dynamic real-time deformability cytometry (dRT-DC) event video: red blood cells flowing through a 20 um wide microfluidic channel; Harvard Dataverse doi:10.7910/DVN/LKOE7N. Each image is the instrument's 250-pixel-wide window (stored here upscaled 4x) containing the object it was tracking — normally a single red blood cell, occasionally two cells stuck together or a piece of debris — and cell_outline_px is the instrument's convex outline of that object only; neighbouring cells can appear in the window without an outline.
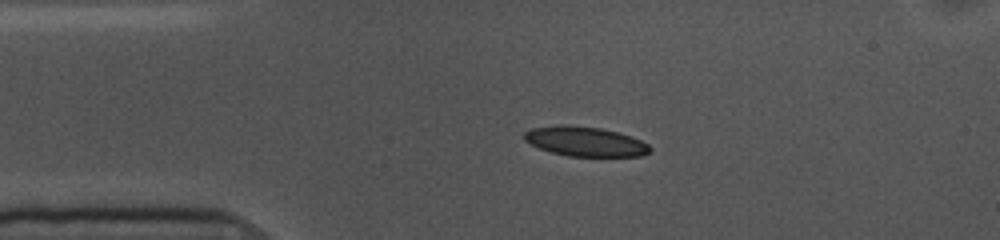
{"species": "common noctule bat (a hibernating species)", "species_latin": "Nyctalus noctula", "temperature_condition": "cold", "stored_images_in_passage": 45, "camera_frame_rate_fps": 3000, "um_per_image_px": 0.085, "animal": {"sex": "female", "body_mass_g": 10.0, "forearm_length_mm": 53.1}, "frame": {"image": 1, "passage_image": 1, "time_ms": 0.0, "image_size_px": [1000, 240], "cell_outline_px": [[652, 152], [644, 156], [568, 156], [552, 152], [540, 148], [524, 140], [524, 132], [532, 128], [560, 124], [600, 128], [632, 136], [648, 144], [652, 148]], "centroid_in_image_um": [49.78, 12.03], "position_along_channel_um": 35.2, "area_um2": 21.68}}
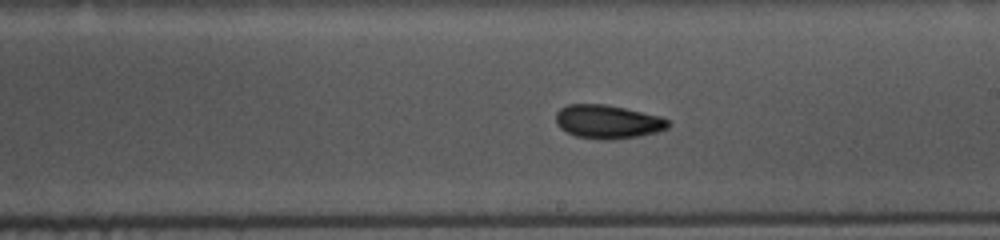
{"frame": {"image": 2, "passage_image": 20, "time_ms": 6.333, "image_size_px": [1000, 240], "cell_outline_px": [[672, 124], [668, 128], [656, 132], [640, 136], [612, 140], [604, 140], [576, 136], [560, 128], [556, 124], [556, 112], [560, 108], [568, 104], [604, 104], [624, 108], [660, 116], [668, 120]], "centroid_in_image_um": [51.66, 10.35], "position_along_channel_um": 237.3, "area_um2": 22.08}}
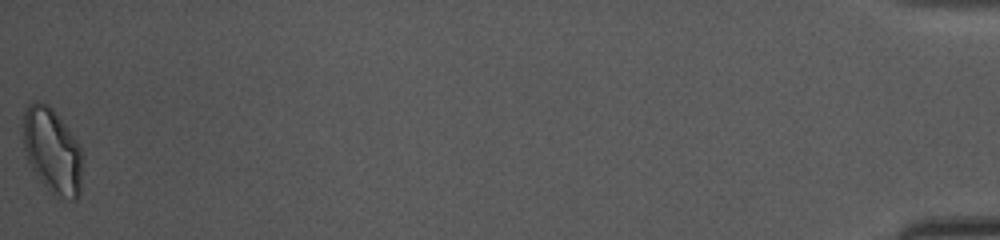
{"frame": {"image": 3, "passage_image": 45, "time_ms": 14.667, "image_size_px": [1000, 240], "cell_outline_px": [[84, 160], [80, 196], [76, 200], [72, 200], [52, 196], [40, 180], [32, 168], [28, 160], [24, 148], [24, 108], [32, 100], [40, 100], [48, 104], [52, 108], [80, 144], [84, 156]], "centroid_in_image_um": [4.49, 12.85], "position_along_channel_um": 430.7, "area_um2": 30.23}, "authors_computed_cell_mechanics": {"area_um2": 21.675, "velocity_mm_per_s": 3.5872, "shape_relaxation_time_tau1_ms": 6.9943, "shape_relaxation_time_tau2_ms": 5.349, "deformation_change_tau1": 0.1485, "deformation_change_tau2": 0.0933}}